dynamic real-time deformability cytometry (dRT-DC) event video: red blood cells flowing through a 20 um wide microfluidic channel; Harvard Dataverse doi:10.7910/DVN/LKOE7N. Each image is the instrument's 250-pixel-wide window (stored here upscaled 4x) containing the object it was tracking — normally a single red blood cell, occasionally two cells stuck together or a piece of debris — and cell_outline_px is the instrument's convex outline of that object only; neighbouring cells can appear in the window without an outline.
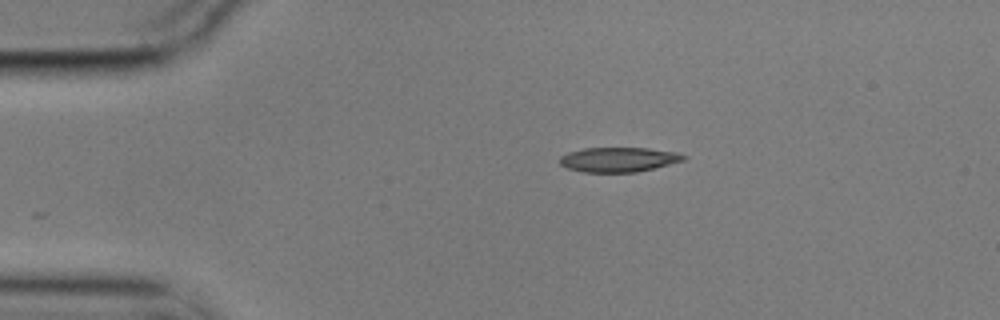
{"species": "common noctule bat (a hibernating species)", "species_latin": "Nyctalus noctula", "temperature_condition": "cold", "stored_images_in_passage": 46, "camera_frame_rate_fps": 3000, "um_per_image_px": 0.085, "animal": {"sex": "male", "body_mass_g": 17.9}, "frame": {"image": 1, "passage_image": 1, "time_ms": 0.0, "image_size_px": [1000, 320], "cell_outline_px": [[688, 156], [684, 160], [636, 172], [584, 172], [568, 168], [560, 164], [560, 156], [568, 152], [584, 148], [648, 148], [676, 152]], "centroid_in_image_um": [52.56, 13.55], "position_along_channel_um": 32.4, "area_um2": 17.63}}
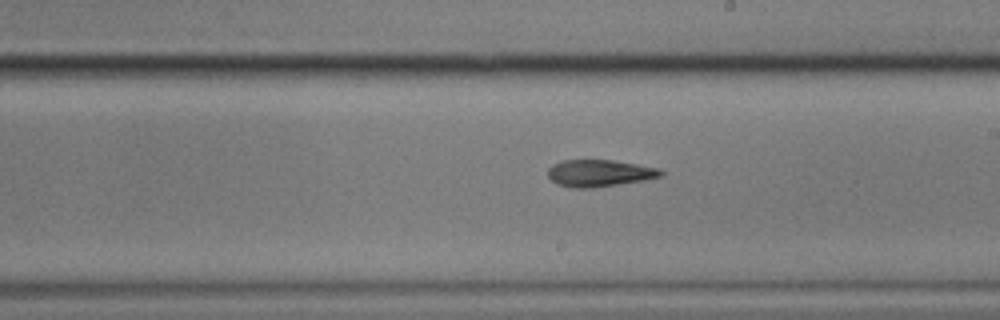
{"frame": {"image": 2, "passage_image": 22, "time_ms": 7.0, "image_size_px": [1000, 320], "cell_outline_px": [[664, 176], [644, 180], [592, 188], [572, 188], [556, 184], [548, 176], [548, 168], [552, 164], [564, 160], [612, 160], [660, 168], [664, 172]], "centroid_in_image_um": [50.95, 14.72], "position_along_channel_um": 238.0, "area_um2": 17.8}}
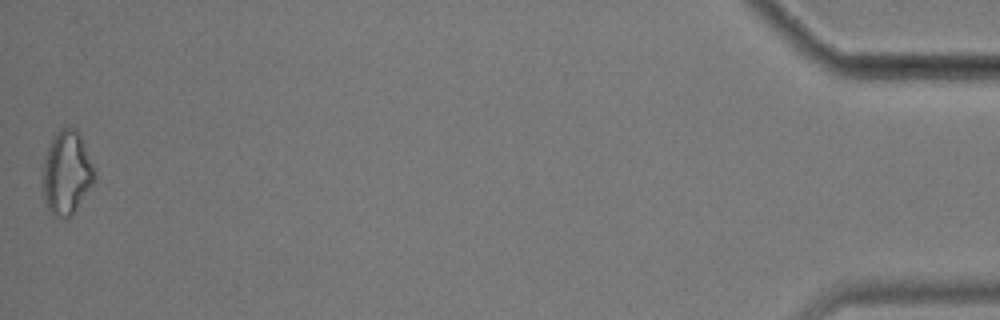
{"frame": {"image": 3, "passage_image": 46, "time_ms": 15.0, "image_size_px": [1000, 320], "cell_outline_px": [[96, 180], [76, 208], [68, 216], [52, 216], [48, 212], [44, 196], [44, 160], [52, 136], [60, 128], [76, 128], [80, 132], [96, 172]], "centroid_in_image_um": [5.69, 14.64], "position_along_channel_um": 429.5, "area_um2": 25.03}, "authors_computed_cell_mechanics": {"area_um2": 18.6116, "velocity_mm_per_s": 3.5452, "shape_relaxation_time_tau1_ms": 6.5957, "shape_relaxation_time_tau2_ms": 8.6626, "deformation_change_tau1": 0.1514, "deformation_change_tau2": 0.1529}}